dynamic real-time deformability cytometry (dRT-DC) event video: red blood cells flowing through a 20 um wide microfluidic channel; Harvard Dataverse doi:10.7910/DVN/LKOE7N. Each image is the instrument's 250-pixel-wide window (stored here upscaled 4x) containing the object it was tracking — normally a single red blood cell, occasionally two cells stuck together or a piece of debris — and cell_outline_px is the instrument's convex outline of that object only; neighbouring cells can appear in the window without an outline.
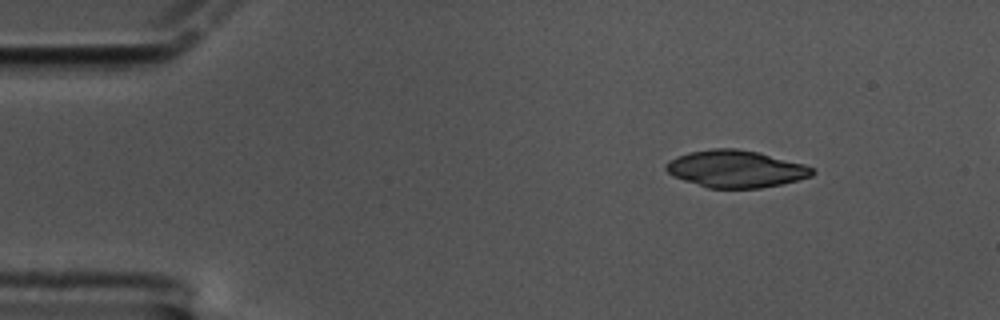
{"species": "common noctule bat (a hibernating species)", "species_latin": "Nyctalus noctula", "temperature_condition": "cold", "stored_images_in_passage": 14, "camera_frame_rate_fps": 3000, "um_per_image_px": 0.085, "animal": {"sex": "male", "body_mass_g": 17.5, "forearm_length_mm": 52.3}, "frame": {"image": 1, "passage_image": 1, "time_ms": 0.0, "image_size_px": [1000, 320], "cell_outline_px": [[816, 172], [812, 176], [780, 184], [760, 188], [708, 188], [672, 176], [664, 168], [664, 164], [668, 160], [676, 156], [688, 152], [712, 148], [736, 148], [756, 152], [804, 164], [812, 168]], "centroid_in_image_um": [62.48, 14.35], "position_along_channel_um": 22.5, "area_um2": 31.62}}